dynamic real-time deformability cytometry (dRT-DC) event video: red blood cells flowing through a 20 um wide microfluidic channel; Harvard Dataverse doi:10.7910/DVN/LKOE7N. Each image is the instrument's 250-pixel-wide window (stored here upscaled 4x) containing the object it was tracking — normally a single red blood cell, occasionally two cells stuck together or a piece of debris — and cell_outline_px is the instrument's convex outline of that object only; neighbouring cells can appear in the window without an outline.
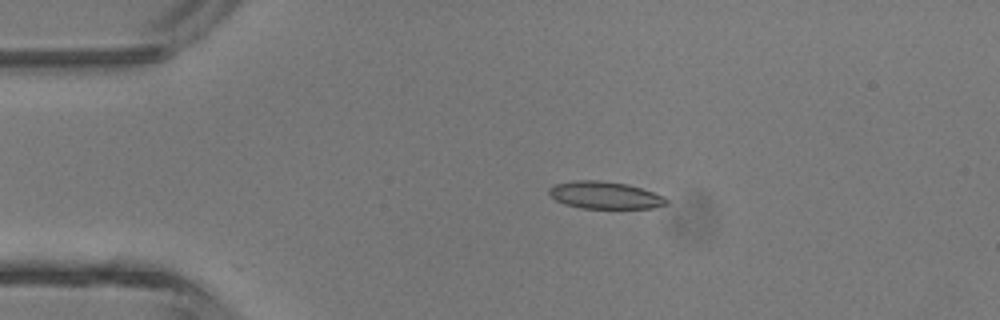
{"species": "common noctule bat (a hibernating species)", "species_latin": "Nyctalus noctula", "temperature_condition": "room temperature", "stored_images_in_passage": 4, "camera_frame_rate_fps": 3000, "um_per_image_px": 0.085, "animal": {"sex": "male", "body_mass_g": 13.3}, "frame": {"image": 1, "passage_image": 3, "time_ms": 2.667, "image_size_px": [1000, 320], "cell_outline_px": [[668, 204], [652, 208], [580, 208], [564, 204], [556, 200], [548, 192], [548, 188], [556, 184], [572, 180], [600, 180], [628, 184], [664, 196], [668, 200]], "centroid_in_image_um": [51.41, 16.59], "position_along_channel_um": 33.6, "area_um2": 18.67}}